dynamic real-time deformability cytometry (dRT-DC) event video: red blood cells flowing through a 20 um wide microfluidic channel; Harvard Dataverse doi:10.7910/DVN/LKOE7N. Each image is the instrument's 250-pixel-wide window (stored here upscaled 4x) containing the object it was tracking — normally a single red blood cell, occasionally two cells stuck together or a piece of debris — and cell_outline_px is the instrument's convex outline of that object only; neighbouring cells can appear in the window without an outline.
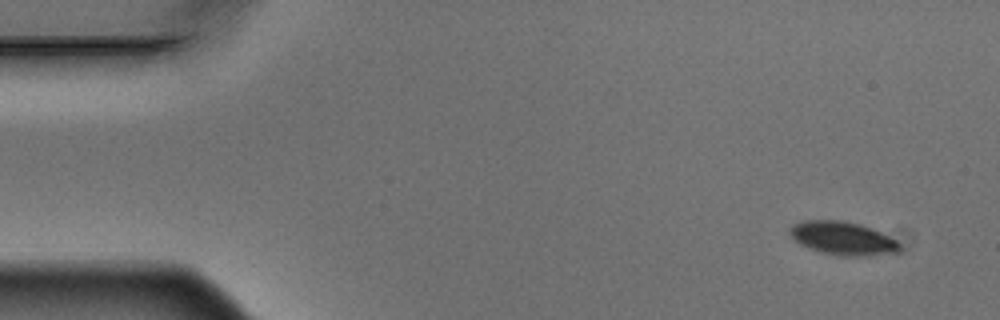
{"species": "Egyptian fruit bat (a non-hibernating species)", "species_latin": "Rousettus aegyptiacus", "temperature_condition": "warm", "stored_images_in_passage": 5, "camera_frame_rate_fps": 3000, "um_per_image_px": 0.085, "animal": {"sex": "male"}, "frame": {"image": 1, "passage_image": 1, "time_ms": 0.0, "image_size_px": [1000, 320], "cell_outline_px": [[900, 252], [864, 256], [844, 256], [820, 252], [800, 244], [788, 232], [788, 228], [792, 224], [804, 220], [844, 220], [860, 224], [872, 228], [896, 240], [900, 244]], "centroid_in_image_um": [71.62, 20.24], "position_along_channel_um": 13.4, "area_um2": 21.39}}
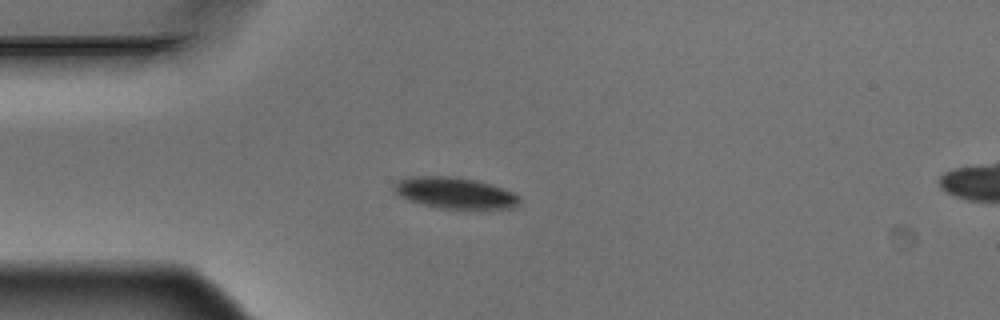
{"frame": {"image": 2, "passage_image": 4, "time_ms": 1.0, "image_size_px": [1000, 320], "cell_outline_px": [[520, 204], [512, 208], [484, 212], [464, 212], [440, 208], [420, 204], [408, 200], [400, 196], [392, 188], [392, 184], [408, 176], [452, 176], [476, 180], [512, 192], [520, 196]], "centroid_in_image_um": [38.72, 16.47], "position_along_channel_um": 46.3, "area_um2": 24.04}}